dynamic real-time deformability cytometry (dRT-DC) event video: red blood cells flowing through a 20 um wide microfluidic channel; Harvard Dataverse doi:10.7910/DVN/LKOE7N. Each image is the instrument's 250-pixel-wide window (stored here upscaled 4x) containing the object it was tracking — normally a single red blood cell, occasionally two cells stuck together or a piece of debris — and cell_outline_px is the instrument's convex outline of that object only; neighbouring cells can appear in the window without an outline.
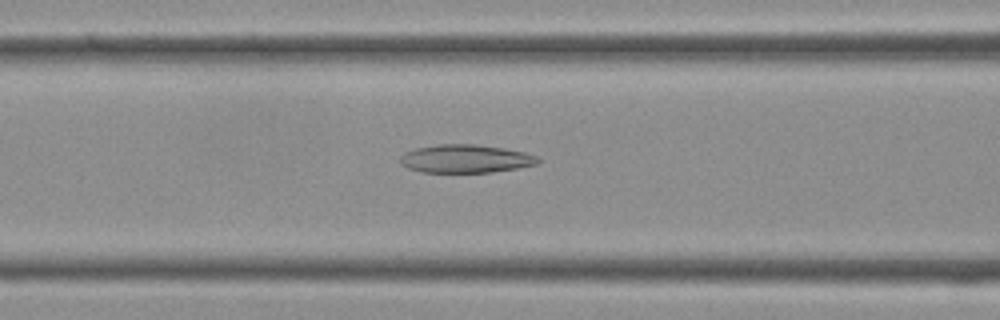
{"species": "Egyptian fruit bat (a non-hibernating species)", "species_latin": "Rousettus aegyptiacus", "temperature_condition": "cold", "stored_images_in_passage": 40, "camera_frame_rate_fps": 3000, "um_per_image_px": 0.085, "frame": {"image": 1, "passage_image": 16, "time_ms": 5.0, "image_size_px": [1000, 320], "cell_outline_px": [[540, 160], [536, 164], [516, 168], [492, 172], [420, 172], [408, 168], [400, 164], [400, 156], [404, 152], [416, 148], [440, 144], [476, 144], [504, 148], [524, 152], [536, 156]], "centroid_in_image_um": [39.53, 13.49], "position_along_channel_um": 127.1, "area_um2": 22.6}}
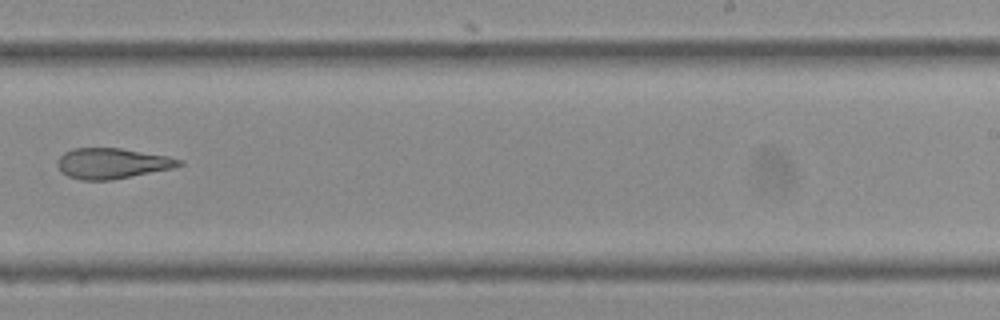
{"frame": {"image": 2, "passage_image": 25, "time_ms": 8.0, "image_size_px": [1000, 320], "cell_outline_px": [[184, 164], [176, 168], [112, 180], [84, 180], [68, 176], [60, 172], [56, 164], [60, 156], [64, 152], [72, 148], [120, 148], [168, 156], [184, 160]], "centroid_in_image_um": [9.56, 13.89], "position_along_channel_um": 279.4, "area_um2": 21.91}}
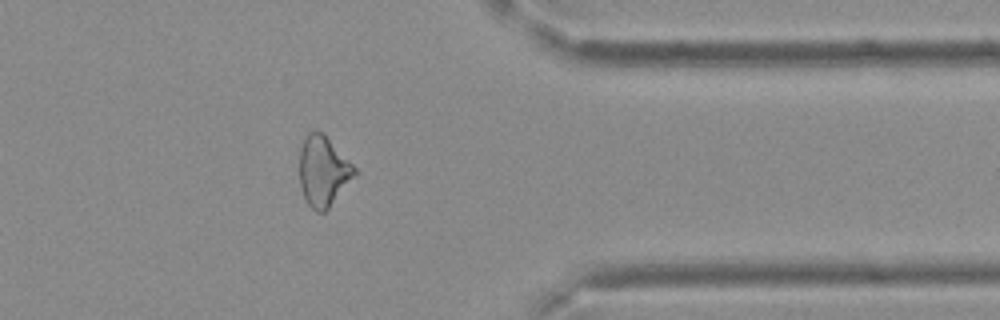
{"frame": {"image": 3, "passage_image": 32, "time_ms": 10.333, "image_size_px": [1000, 320], "cell_outline_px": [[356, 176], [328, 208], [324, 212], [316, 212], [308, 204], [300, 188], [300, 148], [304, 136], [308, 132], [324, 132], [356, 168]], "centroid_in_image_um": [27.47, 14.53], "position_along_channel_um": 383.9, "area_um2": 22.6}}